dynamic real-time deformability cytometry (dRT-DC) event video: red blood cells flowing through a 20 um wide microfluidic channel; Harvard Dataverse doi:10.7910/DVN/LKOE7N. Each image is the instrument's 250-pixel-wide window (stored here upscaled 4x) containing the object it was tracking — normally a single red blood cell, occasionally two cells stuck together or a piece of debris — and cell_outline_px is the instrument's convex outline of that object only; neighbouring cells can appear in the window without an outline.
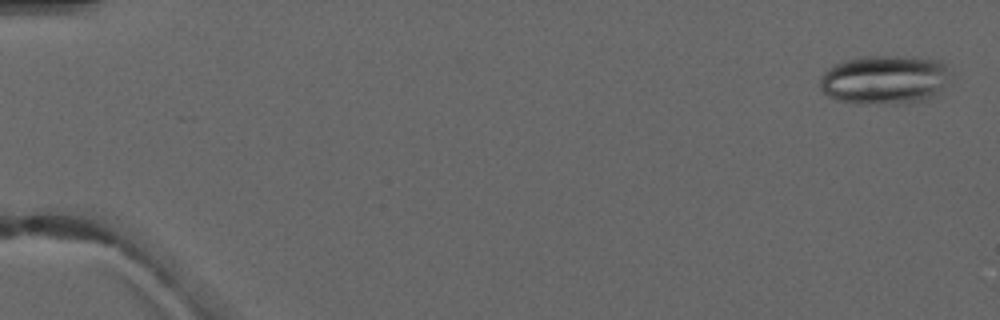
{"species": "common noctule bat (a hibernating species)", "species_latin": "Nyctalus noctula", "temperature_condition": "warm", "stored_images_in_passage": 4, "camera_frame_rate_fps": 3000, "um_per_image_px": 0.085, "animal": {"sex": "male", "forearm_length_mm": 52.5}, "frame": {"image": 1, "passage_image": 1, "time_ms": 0.0, "image_size_px": [1000, 320], "cell_outline_px": [[952, 72], [940, 96], [928, 100], [908, 104], [856, 104], [836, 100], [828, 96], [820, 88], [820, 76], [832, 64], [860, 56], [912, 56], [940, 60]], "centroid_in_image_um": [75.25, 6.79], "position_along_channel_um": 9.8, "area_um2": 38.61}}